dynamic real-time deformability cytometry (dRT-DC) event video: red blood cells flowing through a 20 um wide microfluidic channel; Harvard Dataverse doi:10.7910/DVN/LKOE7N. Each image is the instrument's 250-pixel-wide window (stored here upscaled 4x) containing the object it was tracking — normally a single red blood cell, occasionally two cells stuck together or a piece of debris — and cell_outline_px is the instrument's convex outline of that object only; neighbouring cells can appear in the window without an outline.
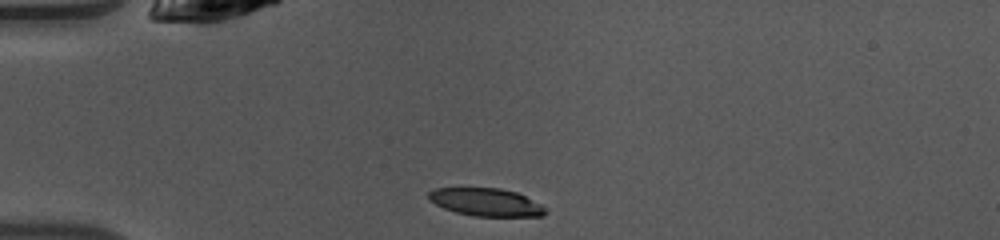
{"species": "common noctule bat (a hibernating species)", "species_latin": "Nyctalus noctula", "temperature_condition": "warm", "stored_images_in_passage": 37, "camera_frame_rate_fps": 3000, "um_per_image_px": 0.085, "animal": {"sex": "female", "body_mass_g": 10.0, "forearm_length_mm": 53.1}, "frame": {"image": 1, "passage_image": 1, "time_ms": 0.0, "image_size_px": [1000, 240], "cell_outline_px": [[548, 212], [544, 216], [472, 216], [456, 212], [444, 208], [428, 200], [428, 192], [436, 188], [500, 188], [516, 192], [548, 208]], "centroid_in_image_um": [41.33, 17.19], "position_along_channel_um": 43.7, "area_um2": 18.96}}
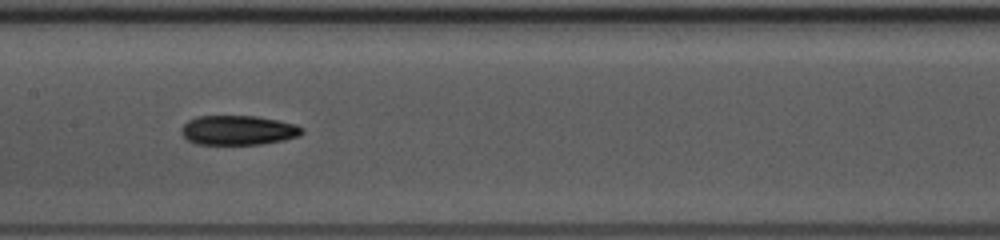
{"frame": {"image": 2, "passage_image": 13, "time_ms": 4.0, "image_size_px": [1000, 240], "cell_outline_px": [[304, 132], [296, 136], [284, 140], [260, 144], [196, 144], [188, 140], [180, 132], [180, 128], [188, 120], [196, 116], [256, 116], [280, 120], [296, 124], [304, 128]], "centroid_in_image_um": [20.24, 11.06], "position_along_channel_um": 187.2, "area_um2": 20.87}}
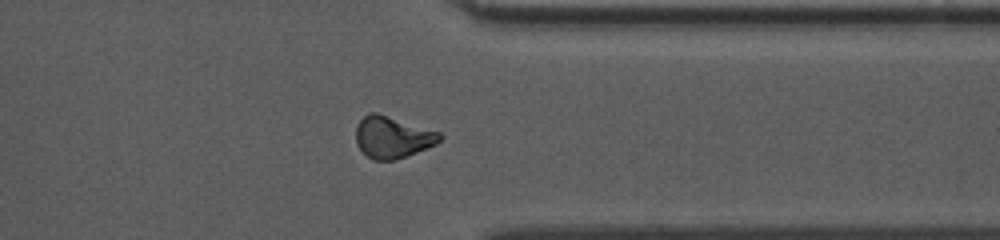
{"frame": {"image": 3, "passage_image": 27, "time_ms": 8.667, "image_size_px": [1000, 240], "cell_outline_px": [[444, 136], [436, 144], [408, 156], [392, 160], [372, 160], [356, 144], [356, 124], [368, 112], [376, 112], [440, 132]], "centroid_in_image_um": [33.36, 11.66], "position_along_channel_um": 378.0, "area_um2": 20.4}, "authors_computed_cell_mechanics": {"area_um2": 20.2878, "velocity_mm_per_s": 4.1397, "shape_relaxation_time_tau1_ms": 6.6754, "shape_relaxation_time_tau2_ms": 4.7197, "deformation_change_tau1": 0.1478, "deformation_change_tau2": 0.1295}}